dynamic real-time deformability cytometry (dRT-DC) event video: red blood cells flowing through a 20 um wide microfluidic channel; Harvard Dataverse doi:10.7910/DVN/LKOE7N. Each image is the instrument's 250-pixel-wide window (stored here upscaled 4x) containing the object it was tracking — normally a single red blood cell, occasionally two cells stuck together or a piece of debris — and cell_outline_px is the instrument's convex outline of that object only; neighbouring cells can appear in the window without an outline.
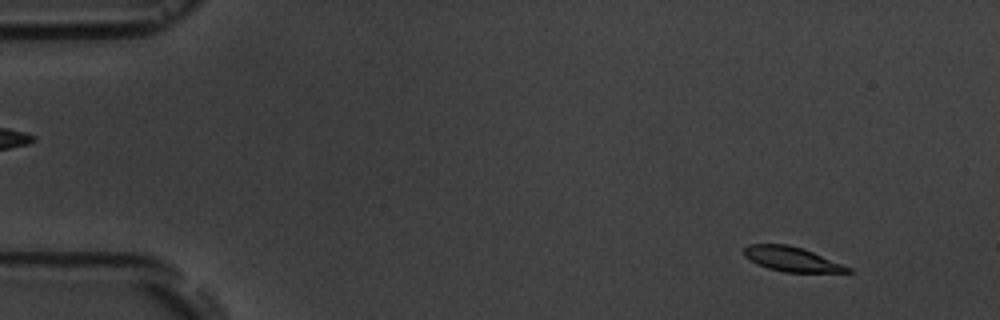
{"species": "common noctule bat (a hibernating species)", "species_latin": "Nyctalus noctula", "temperature_condition": "room temperature", "stored_images_in_passage": 4, "camera_frame_rate_fps": 3000, "um_per_image_px": 0.085, "animal": {"sex": "male", "body_mass_g": 19.5, "forearm_length_mm": 54.6}, "frame": {"image": 1, "passage_image": 1, "time_ms": 0.0, "image_size_px": [1000, 320], "cell_outline_px": [[852, 272], [784, 272], [768, 268], [756, 264], [744, 256], [744, 248], [748, 244], [788, 244], [812, 252], [852, 268]], "centroid_in_image_um": [67.26, 22.03], "position_along_channel_um": 17.7, "area_um2": 14.68}}
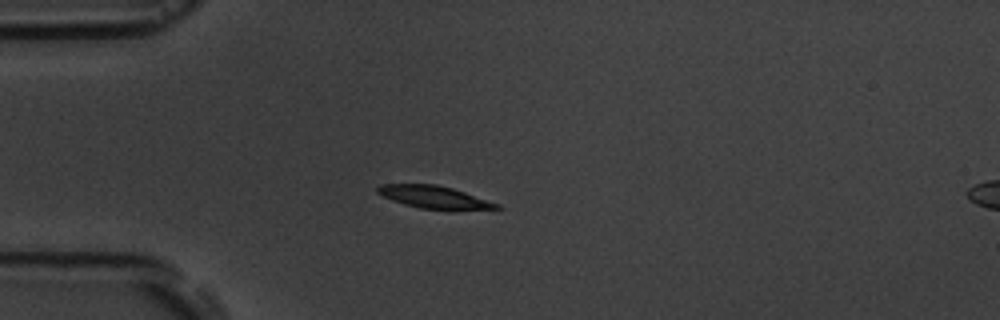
{"frame": {"image": 2, "passage_image": 3, "time_ms": 3.333, "image_size_px": [1000, 320], "cell_outline_px": [[504, 208], [452, 212], [420, 208], [404, 204], [392, 200], [376, 192], [376, 188], [380, 184], [436, 184], [452, 188], [500, 204]], "centroid_in_image_um": [36.99, 16.8], "position_along_channel_um": 48.0, "area_um2": 16.18}}